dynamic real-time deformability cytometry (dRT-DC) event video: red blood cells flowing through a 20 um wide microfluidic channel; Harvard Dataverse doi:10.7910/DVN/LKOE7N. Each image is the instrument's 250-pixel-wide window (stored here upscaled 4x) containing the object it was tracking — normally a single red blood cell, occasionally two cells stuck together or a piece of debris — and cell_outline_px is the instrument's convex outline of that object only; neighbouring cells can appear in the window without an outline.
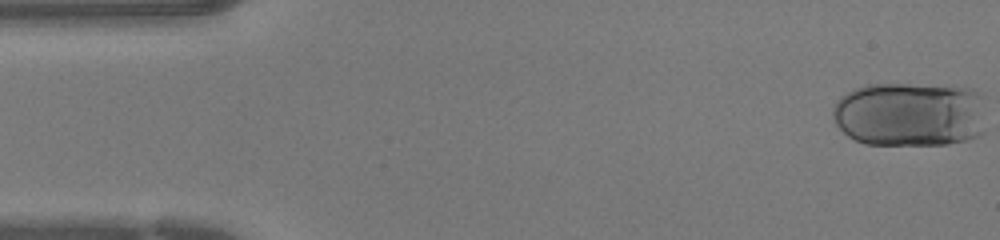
{"species": "human", "species_latin": "Homo sapiens", "temperature_condition": "warm", "stored_images_in_passage": 21, "camera_frame_rate_fps": 3000, "um_per_image_px": 0.085, "donor": {"sex": "female"}, "frame": {"image": 1, "passage_image": 1, "time_ms": 0.0, "image_size_px": [1000, 240], "cell_outline_px": [[984, 132], [980, 136], [968, 140], [948, 144], [864, 144], [848, 136], [836, 124], [832, 116], [832, 108], [836, 100], [840, 96], [864, 84], [952, 84], [976, 88], [984, 92]], "centroid_in_image_um": [77.43, 9.67], "position_along_channel_um": 7.6, "area_um2": 59.71}}
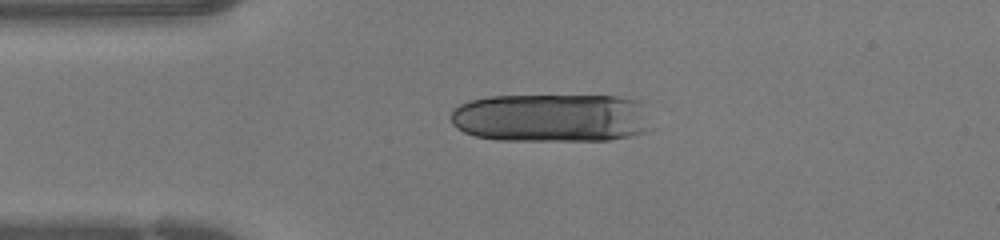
{"frame": {"image": 2, "passage_image": 10, "time_ms": 3.0, "image_size_px": [1000, 240], "cell_outline_px": [[644, 132], [632, 136], [608, 140], [496, 140], [476, 136], [464, 132], [456, 128], [452, 124], [452, 108], [460, 104], [472, 100], [488, 96], [616, 96], [640, 100], [644, 128]], "centroid_in_image_um": [46.75, 10.01], "position_along_channel_um": 38.3, "area_um2": 56.18}}